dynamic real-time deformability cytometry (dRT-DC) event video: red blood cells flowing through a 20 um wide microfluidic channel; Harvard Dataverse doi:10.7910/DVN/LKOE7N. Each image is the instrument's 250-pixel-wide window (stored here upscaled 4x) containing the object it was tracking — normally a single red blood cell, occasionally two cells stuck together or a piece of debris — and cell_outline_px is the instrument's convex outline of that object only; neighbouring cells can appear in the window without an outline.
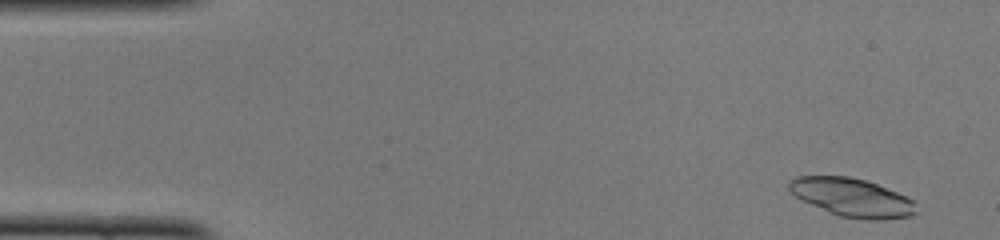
{"species": "common noctule bat (a hibernating species)", "species_latin": "Nyctalus noctula", "temperature_condition": "cold", "stored_images_in_passage": 48, "segment_of_instrument_passage": [1, 2], "camera_frame_rate_fps": 3000, "um_per_image_px": 0.085, "animal": {"sex": "female", "body_mass_g": 22.0, "forearm_length_mm": 56.7}, "frame": {"image": 1, "passage_image": 2, "time_ms": 0.333, "image_size_px": [1000, 240], "cell_outline_px": [[916, 212], [908, 216], [884, 220], [864, 220], [840, 216], [800, 200], [788, 188], [788, 180], [796, 176], [848, 176], [864, 180], [876, 184], [908, 196], [912, 200]], "centroid_in_image_um": [72.39, 16.78], "position_along_channel_um": 12.6, "area_um2": 28.32}}